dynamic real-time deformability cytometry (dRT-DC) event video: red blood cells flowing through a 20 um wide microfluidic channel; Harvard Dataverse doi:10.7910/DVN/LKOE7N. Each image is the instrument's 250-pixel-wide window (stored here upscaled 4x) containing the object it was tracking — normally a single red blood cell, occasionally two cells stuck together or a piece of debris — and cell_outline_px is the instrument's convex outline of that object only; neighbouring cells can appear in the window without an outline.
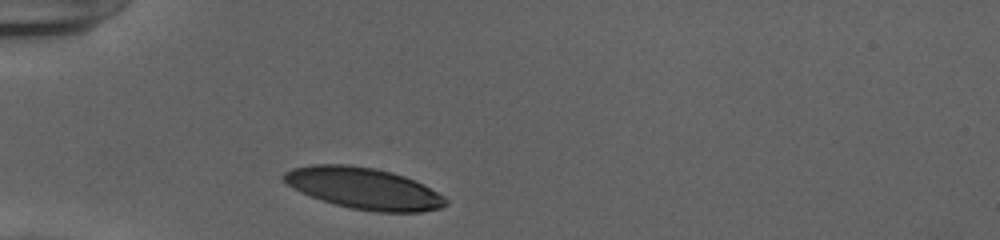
{"species": "human", "species_latin": "Homo sapiens", "temperature_condition": "cold", "stored_images_in_passage": 32, "camera_frame_rate_fps": 3000, "um_per_image_px": 0.085, "donor": {"sex": "female"}, "frame": {"image": 1, "passage_image": 1, "time_ms": 0.0, "image_size_px": [1000, 240], "cell_outline_px": [[448, 204], [440, 208], [420, 212], [376, 212], [352, 208], [336, 204], [300, 192], [292, 188], [280, 176], [284, 172], [292, 168], [312, 164], [348, 164], [372, 168], [392, 172], [416, 180], [424, 184], [444, 196], [448, 200]], "centroid_in_image_um": [30.93, 16.0], "position_along_channel_um": 54.1, "area_um2": 39.07}}
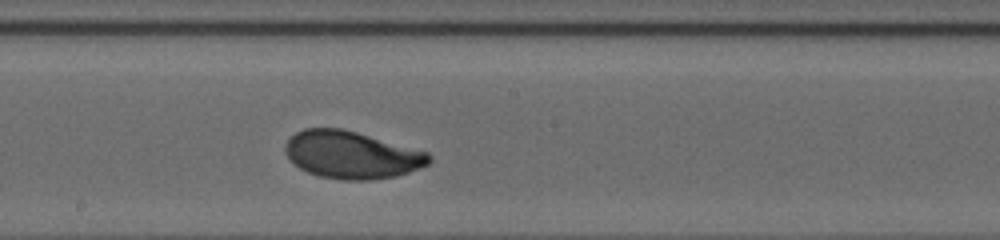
{"frame": {"image": 2, "passage_image": 15, "time_ms": 4.667, "image_size_px": [1000, 240], "cell_outline_px": [[432, 160], [428, 164], [408, 172], [396, 176], [372, 180], [344, 180], [320, 176], [308, 172], [300, 168], [284, 152], [284, 148], [288, 140], [296, 132], [304, 128], [340, 128], [356, 132], [428, 152], [432, 156]], "centroid_in_image_um": [29.89, 13.16], "position_along_channel_um": 218.3, "area_um2": 39.42}}
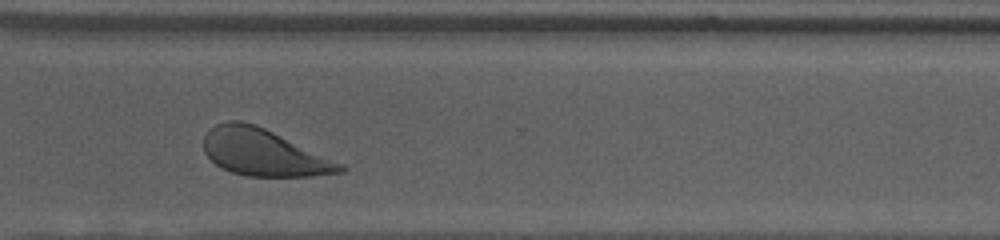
{"frame": {"image": 3, "passage_image": 25, "time_ms": 8.0, "image_size_px": [1000, 240], "cell_outline_px": [[348, 168], [344, 172], [312, 176], [244, 176], [220, 168], [204, 152], [204, 136], [216, 124], [228, 120], [240, 120], [264, 128], [344, 164]], "centroid_in_image_um": [22.41, 12.98], "position_along_channel_um": 348.2, "area_um2": 36.99}, "authors_computed_cell_mechanics": {"area_um2": 39.5641, "velocity_mm_per_s": 3.8951, "shape_relaxation_time_tau1_ms": 2.7828, "shape_relaxation_time_tau2_ms": null, "deformation_change_tau1": 0.1601, "deformation_change_tau2": null}}